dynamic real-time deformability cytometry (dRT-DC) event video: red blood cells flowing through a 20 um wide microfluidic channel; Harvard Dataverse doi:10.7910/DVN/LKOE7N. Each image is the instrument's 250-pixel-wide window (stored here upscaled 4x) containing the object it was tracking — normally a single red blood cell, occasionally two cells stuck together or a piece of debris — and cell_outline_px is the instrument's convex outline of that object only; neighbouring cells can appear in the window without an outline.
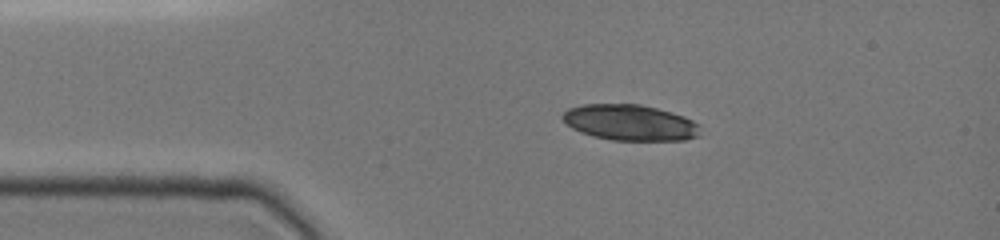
{"species": "common noctule bat (a hibernating species)", "species_latin": "Nyctalus noctula", "temperature_condition": "cold", "stored_images_in_passage": 1, "camera_frame_rate_fps": 3000, "um_per_image_px": 0.085, "animal": {"sex": "female", "body_mass_g": 19.0, "forearm_length_mm": 51.5}, "frame": {"image": 1, "passage_image": 1, "time_ms": 0.0, "image_size_px": [1000, 240], "cell_outline_px": [[700, 136], [684, 140], [612, 140], [592, 136], [580, 132], [572, 128], [560, 116], [568, 108], [584, 104], [640, 104], [672, 112], [684, 116], [700, 124]], "centroid_in_image_um": [53.57, 10.42], "position_along_channel_um": 31.4, "area_um2": 28.9}}